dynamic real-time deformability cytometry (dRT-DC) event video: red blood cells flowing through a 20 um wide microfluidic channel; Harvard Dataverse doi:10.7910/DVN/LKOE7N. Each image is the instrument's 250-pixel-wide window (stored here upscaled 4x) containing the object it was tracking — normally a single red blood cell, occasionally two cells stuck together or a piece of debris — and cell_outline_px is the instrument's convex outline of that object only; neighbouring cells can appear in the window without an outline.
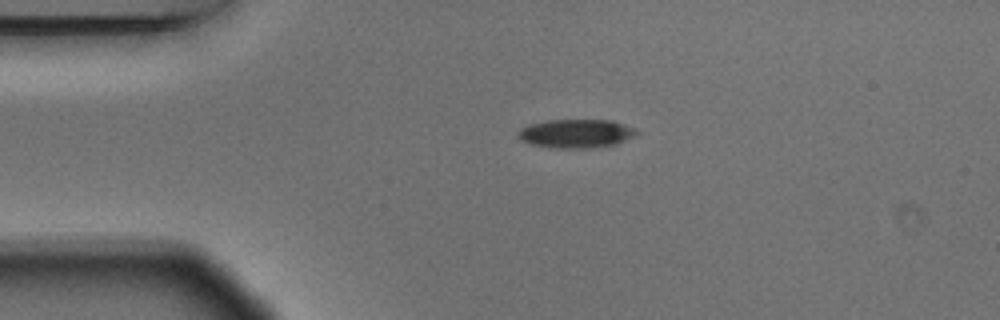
{"species": "Egyptian fruit bat (a non-hibernating species)", "species_latin": "Rousettus aegyptiacus", "temperature_condition": "warm", "stored_images_in_passage": 2, "camera_frame_rate_fps": 3000, "um_per_image_px": 0.085, "animal": {"sex": "male"}, "frame": {"image": 1, "passage_image": 1, "time_ms": 0.0, "image_size_px": [1000, 320], "cell_outline_px": [[640, 132], [636, 136], [616, 144], [592, 148], [552, 148], [532, 144], [520, 140], [516, 136], [520, 128], [528, 124], [548, 120], [612, 120], [636, 128]], "centroid_in_image_um": [48.98, 11.35], "position_along_channel_um": 36.0, "area_um2": 20.11}}